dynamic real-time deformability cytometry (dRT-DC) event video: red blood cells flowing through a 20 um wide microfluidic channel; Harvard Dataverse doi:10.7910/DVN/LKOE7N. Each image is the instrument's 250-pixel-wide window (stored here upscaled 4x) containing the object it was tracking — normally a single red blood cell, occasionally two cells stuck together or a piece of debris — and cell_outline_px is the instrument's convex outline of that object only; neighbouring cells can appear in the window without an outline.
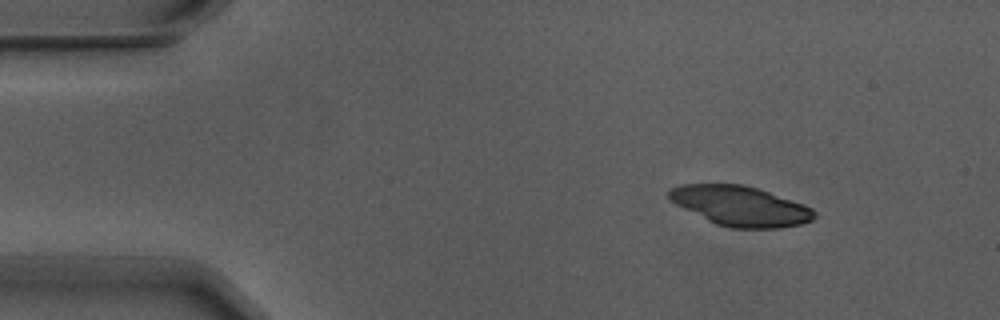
{"species": "Egyptian fruit bat (a non-hibernating species)", "species_latin": "Rousettus aegyptiacus", "temperature_condition": "warm", "stored_images_in_passage": 4, "camera_frame_rate_fps": 3000, "um_per_image_px": 0.085, "animal": {"sex": "male"}, "frame": {"image": 1, "passage_image": 2, "time_ms": 0.333, "image_size_px": [1000, 320], "cell_outline_px": [[816, 216], [812, 220], [800, 224], [776, 228], [732, 228], [716, 224], [668, 200], [668, 192], [672, 188], [684, 184], [740, 184], [756, 188], [804, 204], [812, 208], [816, 212]], "centroid_in_image_um": [62.94, 17.51], "position_along_channel_um": 22.1, "area_um2": 33.35}}